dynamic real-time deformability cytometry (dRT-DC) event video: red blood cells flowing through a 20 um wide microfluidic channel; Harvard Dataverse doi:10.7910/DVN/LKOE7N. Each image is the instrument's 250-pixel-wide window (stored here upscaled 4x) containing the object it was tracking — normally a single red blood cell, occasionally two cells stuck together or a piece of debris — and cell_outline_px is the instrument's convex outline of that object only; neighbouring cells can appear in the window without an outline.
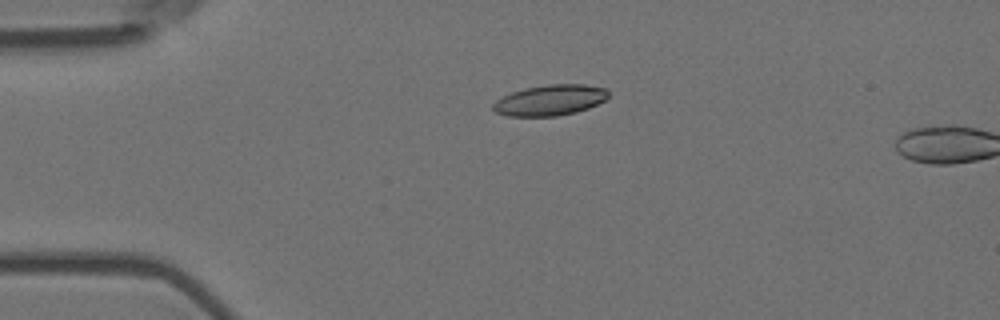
{"species": "Egyptian fruit bat (a non-hibernating species)", "species_latin": "Rousettus aegyptiacus", "temperature_condition": "room temperature", "stored_images_in_passage": 4, "camera_frame_rate_fps": 3000, "um_per_image_px": 0.085, "animal": {"sex": "female"}, "frame": {"image": 1, "passage_image": 3, "time_ms": 0.667, "image_size_px": [1000, 320], "cell_outline_px": [[608, 96], [604, 100], [588, 108], [576, 112], [556, 116], [508, 116], [496, 112], [492, 108], [492, 104], [500, 96], [524, 88], [548, 84], [584, 84], [608, 88]], "centroid_in_image_um": [46.73, 8.5], "position_along_channel_um": 38.3, "area_um2": 20.75}}